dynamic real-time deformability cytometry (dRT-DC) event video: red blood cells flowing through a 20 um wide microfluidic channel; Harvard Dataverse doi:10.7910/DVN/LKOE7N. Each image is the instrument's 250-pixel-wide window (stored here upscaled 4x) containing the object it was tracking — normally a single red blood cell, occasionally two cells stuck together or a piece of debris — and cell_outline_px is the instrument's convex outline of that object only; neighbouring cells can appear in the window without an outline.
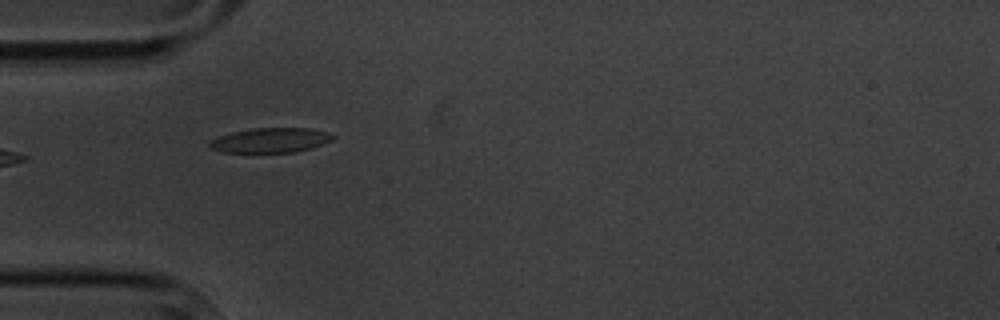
{"species": "common noctule bat (a hibernating species)", "species_latin": "Nyctalus noctula", "temperature_condition": "cold", "stored_images_in_passage": 8, "camera_frame_rate_fps": 3000, "um_per_image_px": 0.085, "animal": {"sex": "male", "body_mass_g": 20.1, "forearm_length_mm": 53.5}, "frame": {"image": 1, "passage_image": 7, "time_ms": 7.0, "image_size_px": [1000, 320], "cell_outline_px": [[336, 136], [332, 140], [312, 148], [296, 152], [220, 152], [212, 148], [208, 144], [212, 140], [220, 136], [232, 132], [252, 128], [312, 128], [328, 132]], "centroid_in_image_um": [23.04, 11.92], "position_along_channel_um": 62.0, "area_um2": 17.74}}
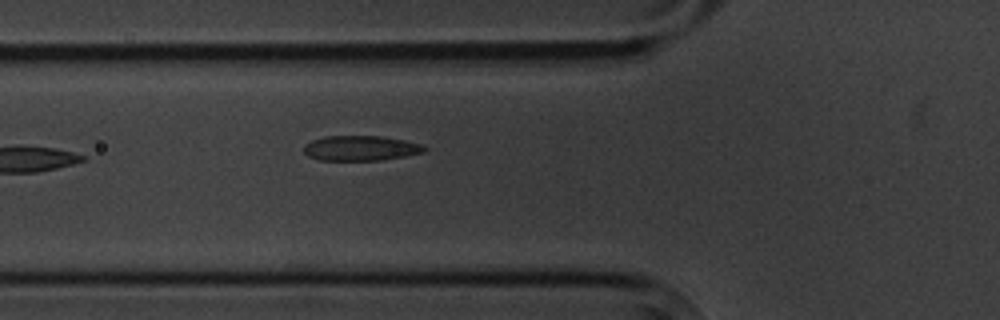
{"frame": {"image": 2, "passage_image": 8, "time_ms": 8.0, "image_size_px": [1000, 320], "cell_outline_px": [[428, 148], [424, 152], [384, 160], [320, 160], [308, 156], [304, 152], [304, 144], [312, 140], [324, 136], [380, 136], [404, 140], [424, 144]], "centroid_in_image_um": [30.67, 12.59], "position_along_channel_um": 95.1, "area_um2": 17.69}}